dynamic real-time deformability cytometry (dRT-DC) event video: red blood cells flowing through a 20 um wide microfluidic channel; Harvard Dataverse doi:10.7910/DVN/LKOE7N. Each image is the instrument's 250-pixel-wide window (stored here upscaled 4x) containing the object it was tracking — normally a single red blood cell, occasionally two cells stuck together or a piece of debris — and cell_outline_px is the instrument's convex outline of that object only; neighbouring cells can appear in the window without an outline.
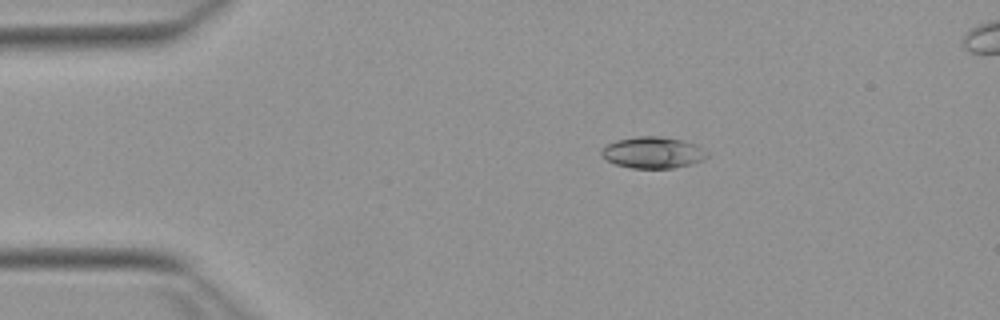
{"species": "Egyptian fruit bat (a non-hibernating species)", "species_latin": "Rousettus aegyptiacus", "temperature_condition": "warm", "stored_images_in_passage": 45, "segment_of_instrument_passage": [1, 2], "camera_frame_rate_fps": 3000, "um_per_image_px": 0.085, "animal": {"sex": "female"}, "frame": {"image": 1, "passage_image": 1, "time_ms": 0.0, "image_size_px": [1000, 320], "cell_outline_px": [[708, 156], [704, 160], [692, 164], [672, 168], [632, 168], [616, 164], [608, 160], [600, 152], [608, 144], [616, 140], [636, 136], [660, 136], [680, 140], [692, 144], [708, 152]], "centroid_in_image_um": [55.51, 12.97], "position_along_channel_um": 29.5, "area_um2": 19.07}}
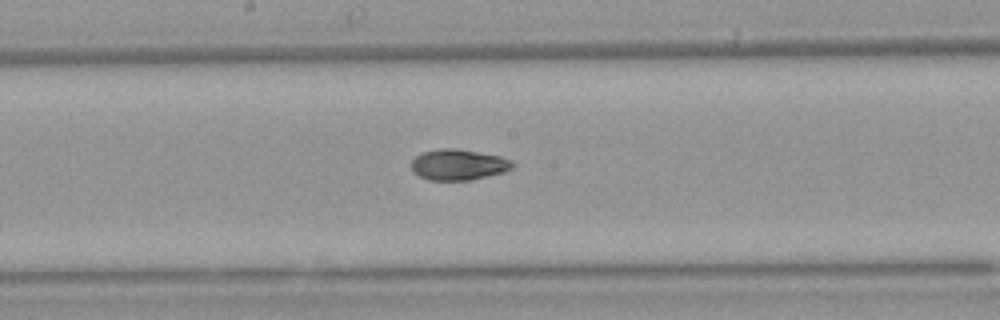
{"frame": {"image": 2, "passage_image": 19, "time_ms": 6.0, "image_size_px": [1000, 320], "cell_outline_px": [[516, 164], [512, 168], [504, 172], [472, 180], [428, 180], [412, 172], [412, 160], [416, 156], [424, 152], [440, 148], [456, 148], [500, 156], [512, 160]], "centroid_in_image_um": [38.99, 14.0], "position_along_channel_um": 209.2, "area_um2": 18.26}}
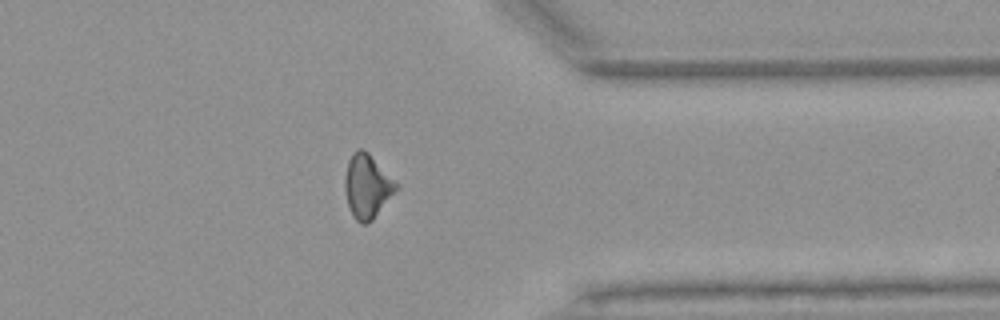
{"frame": {"image": 3, "passage_image": 33, "time_ms": 10.667, "image_size_px": [1000, 320], "cell_outline_px": [[400, 188], [372, 220], [368, 224], [360, 224], [352, 216], [348, 204], [344, 188], [344, 176], [348, 160], [352, 152], [356, 148], [364, 148], [400, 184]], "centroid_in_image_um": [31.23, 15.81], "position_along_channel_um": 380.2, "area_um2": 19.65}}